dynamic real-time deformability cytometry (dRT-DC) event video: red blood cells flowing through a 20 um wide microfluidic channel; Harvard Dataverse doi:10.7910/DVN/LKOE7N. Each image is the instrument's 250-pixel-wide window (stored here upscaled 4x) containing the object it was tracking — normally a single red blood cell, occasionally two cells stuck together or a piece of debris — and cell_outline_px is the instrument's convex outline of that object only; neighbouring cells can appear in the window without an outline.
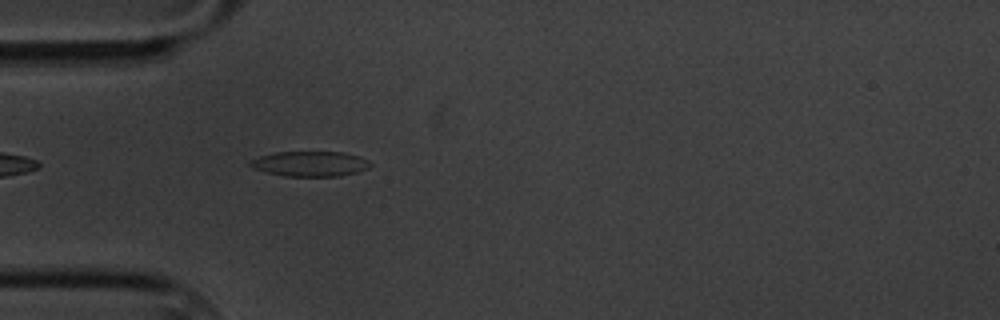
{"species": "common noctule bat (a hibernating species)", "species_latin": "Nyctalus noctula", "temperature_condition": "cold", "stored_images_in_passage": 41, "camera_frame_rate_fps": 3000, "um_per_image_px": 0.085, "animal": {"sex": "male", "body_mass_g": 20.1, "forearm_length_mm": 53.5}, "frame": {"image": 1, "passage_image": 1, "time_ms": 0.0, "image_size_px": [1000, 320], "cell_outline_px": [[372, 164], [368, 168], [356, 172], [340, 176], [284, 176], [252, 168], [248, 164], [248, 160], [260, 156], [276, 152], [340, 152], [360, 156], [368, 160]], "centroid_in_image_um": [26.34, 13.92], "position_along_channel_um": 58.7, "area_um2": 17.57}}
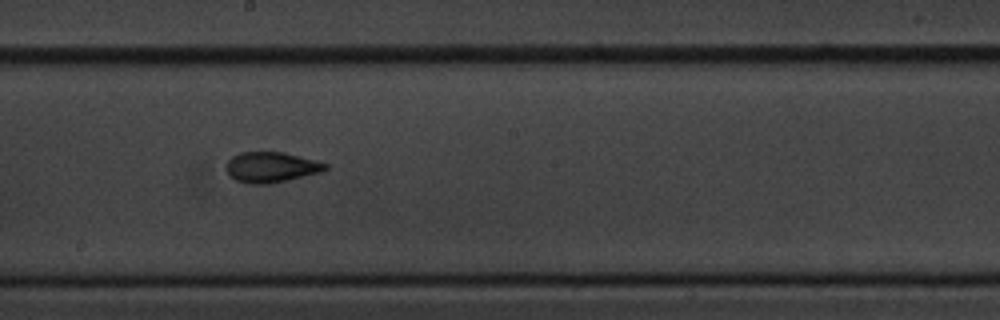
{"frame": {"image": 2, "passage_image": 16, "time_ms": 5.0, "image_size_px": [1000, 320], "cell_outline_px": [[328, 168], [320, 172], [268, 184], [252, 184], [236, 180], [228, 176], [224, 168], [228, 160], [232, 156], [240, 152], [284, 152], [316, 160], [328, 164]], "centroid_in_image_um": [23.0, 14.2], "position_along_channel_um": 225.2, "area_um2": 17.63}}
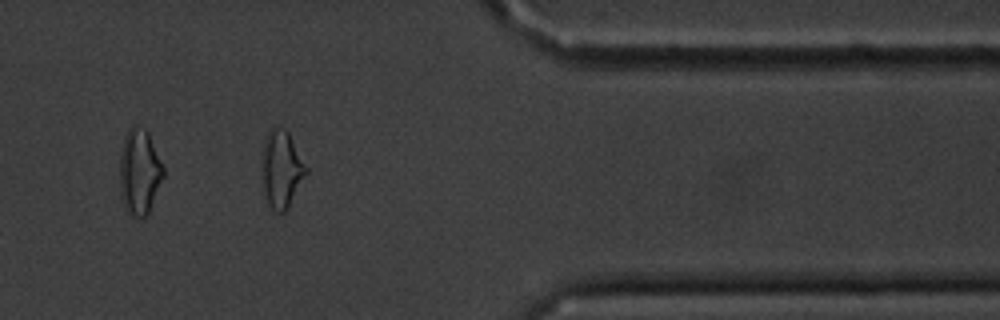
{"frame": {"image": 3, "passage_image": 32, "time_ms": 10.333, "image_size_px": [1000, 320], "cell_outline_px": [[308, 172], [288, 208], [284, 212], [276, 212], [268, 204], [264, 192], [260, 168], [264, 140], [268, 132], [272, 128], [284, 128], [288, 132], [308, 168]], "centroid_in_image_um": [23.91, 14.39], "position_along_channel_um": 387.5, "area_um2": 20.06}, "authors_computed_cell_mechanics": {"area_um2": 17.1088, "velocity_mm_per_s": 3.3718, "shape_relaxation_time_tau1_ms": 6.5629, "shape_relaxation_time_tau2_ms": 2.0933, "deformation_change_tau1": 0.1781, "deformation_change_tau2": 0.0925}}